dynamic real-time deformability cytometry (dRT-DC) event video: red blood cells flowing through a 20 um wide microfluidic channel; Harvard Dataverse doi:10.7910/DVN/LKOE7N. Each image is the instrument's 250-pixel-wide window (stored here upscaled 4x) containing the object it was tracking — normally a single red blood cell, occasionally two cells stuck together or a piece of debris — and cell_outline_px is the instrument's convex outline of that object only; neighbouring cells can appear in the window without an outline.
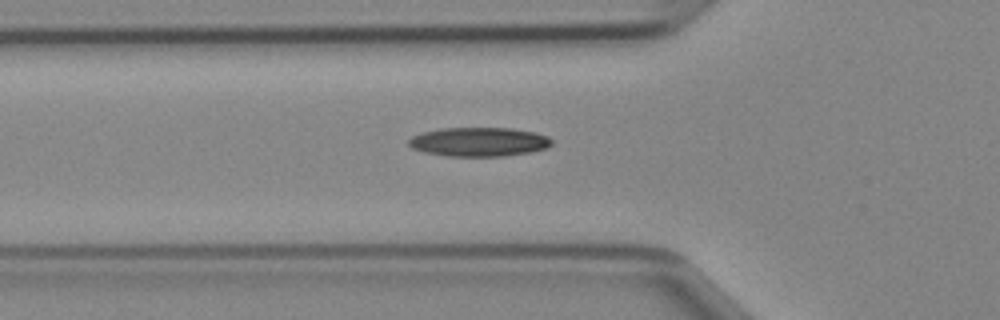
{"species": "Egyptian fruit bat (a non-hibernating species)", "species_latin": "Rousettus aegyptiacus", "temperature_condition": "cold", "stored_images_in_passage": 34, "camera_frame_rate_fps": 3000, "um_per_image_px": 0.085, "animal": {"sex": "female"}, "frame": {"image": 1, "passage_image": 7, "time_ms": 2.0, "image_size_px": [1000, 320], "cell_outline_px": [[552, 144], [544, 148], [528, 152], [504, 156], [448, 156], [424, 152], [412, 148], [408, 144], [408, 140], [412, 136], [424, 132], [440, 128], [512, 128], [536, 132], [548, 136], [552, 140]], "centroid_in_image_um": [40.7, 12.05], "position_along_channel_um": 85.1, "area_um2": 24.16}}
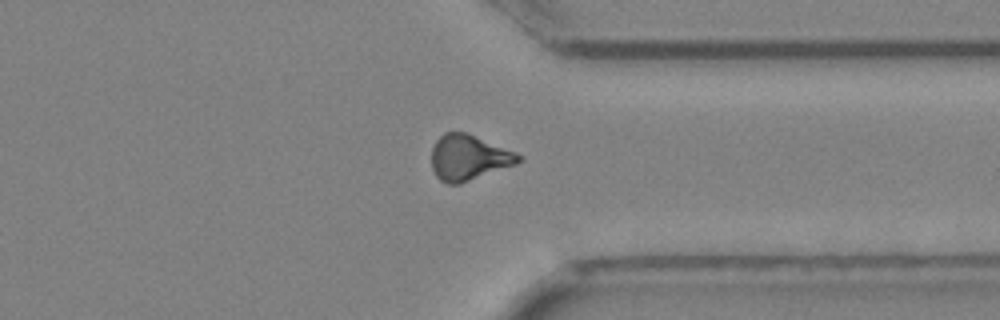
{"frame": {"image": 2, "passage_image": 27, "time_ms": 8.667, "image_size_px": [1000, 320], "cell_outline_px": [[524, 160], [516, 164], [460, 184], [448, 184], [440, 180], [436, 176], [432, 168], [432, 148], [436, 140], [444, 132], [468, 132], [516, 152], [524, 156]], "centroid_in_image_um": [39.86, 13.38], "position_along_channel_um": 371.5, "area_um2": 23.29}}
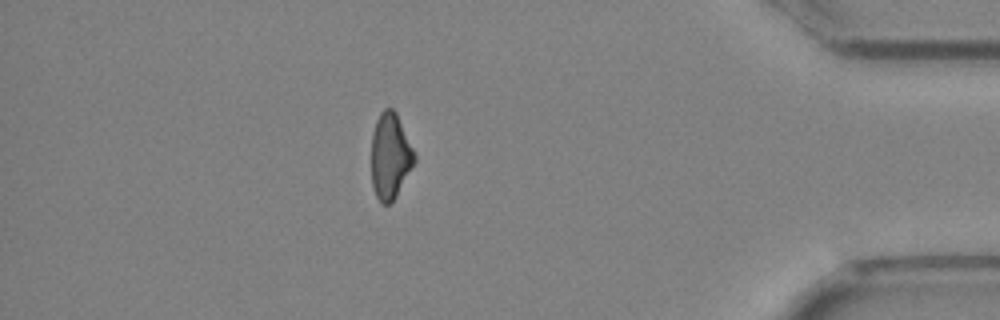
{"frame": {"image": 3, "passage_image": 32, "time_ms": 10.333, "image_size_px": [1000, 320], "cell_outline_px": [[416, 160], [396, 196], [388, 204], [380, 204], [376, 196], [372, 184], [372, 132], [376, 120], [380, 112], [384, 108], [392, 108], [396, 112], [416, 156]], "centroid_in_image_um": [33.16, 13.26], "position_along_channel_um": 402.0, "area_um2": 21.39}}